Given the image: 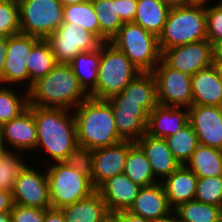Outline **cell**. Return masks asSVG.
<instances>
[{"label": "cell", "instance_id": "obj_37", "mask_svg": "<svg viewBox=\"0 0 222 222\" xmlns=\"http://www.w3.org/2000/svg\"><path fill=\"white\" fill-rule=\"evenodd\" d=\"M20 33L19 5L17 0H0V36Z\"/></svg>", "mask_w": 222, "mask_h": 222}, {"label": "cell", "instance_id": "obj_33", "mask_svg": "<svg viewBox=\"0 0 222 222\" xmlns=\"http://www.w3.org/2000/svg\"><path fill=\"white\" fill-rule=\"evenodd\" d=\"M18 153V154H17ZM22 152L5 149L0 155V190L13 193L16 179L28 164L24 162Z\"/></svg>", "mask_w": 222, "mask_h": 222}, {"label": "cell", "instance_id": "obj_12", "mask_svg": "<svg viewBox=\"0 0 222 222\" xmlns=\"http://www.w3.org/2000/svg\"><path fill=\"white\" fill-rule=\"evenodd\" d=\"M40 40L41 38L22 33L7 37L6 59L0 85L9 86L10 84L15 87L25 82L27 90L29 89L27 55Z\"/></svg>", "mask_w": 222, "mask_h": 222}, {"label": "cell", "instance_id": "obj_18", "mask_svg": "<svg viewBox=\"0 0 222 222\" xmlns=\"http://www.w3.org/2000/svg\"><path fill=\"white\" fill-rule=\"evenodd\" d=\"M140 189V186L121 173L108 178L96 190L106 203L110 214H116L131 207Z\"/></svg>", "mask_w": 222, "mask_h": 222}, {"label": "cell", "instance_id": "obj_26", "mask_svg": "<svg viewBox=\"0 0 222 222\" xmlns=\"http://www.w3.org/2000/svg\"><path fill=\"white\" fill-rule=\"evenodd\" d=\"M186 166L198 178L222 176V150L199 144Z\"/></svg>", "mask_w": 222, "mask_h": 222}, {"label": "cell", "instance_id": "obj_39", "mask_svg": "<svg viewBox=\"0 0 222 222\" xmlns=\"http://www.w3.org/2000/svg\"><path fill=\"white\" fill-rule=\"evenodd\" d=\"M205 1L207 40L222 41V2Z\"/></svg>", "mask_w": 222, "mask_h": 222}, {"label": "cell", "instance_id": "obj_32", "mask_svg": "<svg viewBox=\"0 0 222 222\" xmlns=\"http://www.w3.org/2000/svg\"><path fill=\"white\" fill-rule=\"evenodd\" d=\"M165 140L169 150L180 165H186L199 145L198 137L190 123L174 135L166 137Z\"/></svg>", "mask_w": 222, "mask_h": 222}, {"label": "cell", "instance_id": "obj_7", "mask_svg": "<svg viewBox=\"0 0 222 222\" xmlns=\"http://www.w3.org/2000/svg\"><path fill=\"white\" fill-rule=\"evenodd\" d=\"M109 42L140 72H152L161 60L158 37L134 22L124 23Z\"/></svg>", "mask_w": 222, "mask_h": 222}, {"label": "cell", "instance_id": "obj_49", "mask_svg": "<svg viewBox=\"0 0 222 222\" xmlns=\"http://www.w3.org/2000/svg\"><path fill=\"white\" fill-rule=\"evenodd\" d=\"M0 222H11L10 212H1L0 213Z\"/></svg>", "mask_w": 222, "mask_h": 222}, {"label": "cell", "instance_id": "obj_47", "mask_svg": "<svg viewBox=\"0 0 222 222\" xmlns=\"http://www.w3.org/2000/svg\"><path fill=\"white\" fill-rule=\"evenodd\" d=\"M148 222H180L175 211L172 210L170 213L163 217L148 220Z\"/></svg>", "mask_w": 222, "mask_h": 222}, {"label": "cell", "instance_id": "obj_41", "mask_svg": "<svg viewBox=\"0 0 222 222\" xmlns=\"http://www.w3.org/2000/svg\"><path fill=\"white\" fill-rule=\"evenodd\" d=\"M118 15L123 23L134 21L137 10V0H117Z\"/></svg>", "mask_w": 222, "mask_h": 222}, {"label": "cell", "instance_id": "obj_10", "mask_svg": "<svg viewBox=\"0 0 222 222\" xmlns=\"http://www.w3.org/2000/svg\"><path fill=\"white\" fill-rule=\"evenodd\" d=\"M46 41L50 44L57 63L65 64H69L78 54L93 51L102 44L90 31L68 22H62Z\"/></svg>", "mask_w": 222, "mask_h": 222}, {"label": "cell", "instance_id": "obj_20", "mask_svg": "<svg viewBox=\"0 0 222 222\" xmlns=\"http://www.w3.org/2000/svg\"><path fill=\"white\" fill-rule=\"evenodd\" d=\"M135 143L145 153L153 174L159 182L181 166L169 150L165 138L153 137L145 133Z\"/></svg>", "mask_w": 222, "mask_h": 222}, {"label": "cell", "instance_id": "obj_13", "mask_svg": "<svg viewBox=\"0 0 222 222\" xmlns=\"http://www.w3.org/2000/svg\"><path fill=\"white\" fill-rule=\"evenodd\" d=\"M30 166L27 164L16 179L12 193L13 203L25 207L49 209L51 203L46 169L43 168L44 172H40L41 170H37L34 165Z\"/></svg>", "mask_w": 222, "mask_h": 222}, {"label": "cell", "instance_id": "obj_35", "mask_svg": "<svg viewBox=\"0 0 222 222\" xmlns=\"http://www.w3.org/2000/svg\"><path fill=\"white\" fill-rule=\"evenodd\" d=\"M63 22L75 23L99 39V23L91 0L64 6Z\"/></svg>", "mask_w": 222, "mask_h": 222}, {"label": "cell", "instance_id": "obj_42", "mask_svg": "<svg viewBox=\"0 0 222 222\" xmlns=\"http://www.w3.org/2000/svg\"><path fill=\"white\" fill-rule=\"evenodd\" d=\"M44 222H66L61 209H45Z\"/></svg>", "mask_w": 222, "mask_h": 222}, {"label": "cell", "instance_id": "obj_31", "mask_svg": "<svg viewBox=\"0 0 222 222\" xmlns=\"http://www.w3.org/2000/svg\"><path fill=\"white\" fill-rule=\"evenodd\" d=\"M173 210L180 222H222V207L197 200L182 203Z\"/></svg>", "mask_w": 222, "mask_h": 222}, {"label": "cell", "instance_id": "obj_14", "mask_svg": "<svg viewBox=\"0 0 222 222\" xmlns=\"http://www.w3.org/2000/svg\"><path fill=\"white\" fill-rule=\"evenodd\" d=\"M161 59L172 69L192 76L212 65V43L203 40L175 46L166 49Z\"/></svg>", "mask_w": 222, "mask_h": 222}, {"label": "cell", "instance_id": "obj_11", "mask_svg": "<svg viewBox=\"0 0 222 222\" xmlns=\"http://www.w3.org/2000/svg\"><path fill=\"white\" fill-rule=\"evenodd\" d=\"M151 73L156 81L158 104L188 108L192 105L191 76L172 69L162 59Z\"/></svg>", "mask_w": 222, "mask_h": 222}, {"label": "cell", "instance_id": "obj_19", "mask_svg": "<svg viewBox=\"0 0 222 222\" xmlns=\"http://www.w3.org/2000/svg\"><path fill=\"white\" fill-rule=\"evenodd\" d=\"M188 123V107L157 104L149 113L146 133L153 137L166 138L177 133Z\"/></svg>", "mask_w": 222, "mask_h": 222}, {"label": "cell", "instance_id": "obj_9", "mask_svg": "<svg viewBox=\"0 0 222 222\" xmlns=\"http://www.w3.org/2000/svg\"><path fill=\"white\" fill-rule=\"evenodd\" d=\"M20 33L46 39L63 22V5L59 0H17Z\"/></svg>", "mask_w": 222, "mask_h": 222}, {"label": "cell", "instance_id": "obj_5", "mask_svg": "<svg viewBox=\"0 0 222 222\" xmlns=\"http://www.w3.org/2000/svg\"><path fill=\"white\" fill-rule=\"evenodd\" d=\"M207 40L205 1L189 0L171 7L162 33L158 36L161 54L175 46Z\"/></svg>", "mask_w": 222, "mask_h": 222}, {"label": "cell", "instance_id": "obj_8", "mask_svg": "<svg viewBox=\"0 0 222 222\" xmlns=\"http://www.w3.org/2000/svg\"><path fill=\"white\" fill-rule=\"evenodd\" d=\"M51 208L61 209L96 191L92 180L63 162L46 165Z\"/></svg>", "mask_w": 222, "mask_h": 222}, {"label": "cell", "instance_id": "obj_52", "mask_svg": "<svg viewBox=\"0 0 222 222\" xmlns=\"http://www.w3.org/2000/svg\"><path fill=\"white\" fill-rule=\"evenodd\" d=\"M4 150H5V147L3 145V140H2V136H1V128H0V155Z\"/></svg>", "mask_w": 222, "mask_h": 222}, {"label": "cell", "instance_id": "obj_27", "mask_svg": "<svg viewBox=\"0 0 222 222\" xmlns=\"http://www.w3.org/2000/svg\"><path fill=\"white\" fill-rule=\"evenodd\" d=\"M124 174L140 187L159 182L142 149L135 143L128 151L125 160Z\"/></svg>", "mask_w": 222, "mask_h": 222}, {"label": "cell", "instance_id": "obj_34", "mask_svg": "<svg viewBox=\"0 0 222 222\" xmlns=\"http://www.w3.org/2000/svg\"><path fill=\"white\" fill-rule=\"evenodd\" d=\"M16 91L13 86L0 85V127L19 116L29 106L27 89L21 93Z\"/></svg>", "mask_w": 222, "mask_h": 222}, {"label": "cell", "instance_id": "obj_30", "mask_svg": "<svg viewBox=\"0 0 222 222\" xmlns=\"http://www.w3.org/2000/svg\"><path fill=\"white\" fill-rule=\"evenodd\" d=\"M57 64L50 44L46 39H41L27 55L26 66L29 71V88L33 82L44 77Z\"/></svg>", "mask_w": 222, "mask_h": 222}, {"label": "cell", "instance_id": "obj_17", "mask_svg": "<svg viewBox=\"0 0 222 222\" xmlns=\"http://www.w3.org/2000/svg\"><path fill=\"white\" fill-rule=\"evenodd\" d=\"M134 144L133 141L122 140L93 150V186L96 189L108 178L124 173L126 156Z\"/></svg>", "mask_w": 222, "mask_h": 222}, {"label": "cell", "instance_id": "obj_40", "mask_svg": "<svg viewBox=\"0 0 222 222\" xmlns=\"http://www.w3.org/2000/svg\"><path fill=\"white\" fill-rule=\"evenodd\" d=\"M11 222H44L45 209L13 204Z\"/></svg>", "mask_w": 222, "mask_h": 222}, {"label": "cell", "instance_id": "obj_22", "mask_svg": "<svg viewBox=\"0 0 222 222\" xmlns=\"http://www.w3.org/2000/svg\"><path fill=\"white\" fill-rule=\"evenodd\" d=\"M192 105L222 106L219 68L211 65L191 76Z\"/></svg>", "mask_w": 222, "mask_h": 222}, {"label": "cell", "instance_id": "obj_50", "mask_svg": "<svg viewBox=\"0 0 222 222\" xmlns=\"http://www.w3.org/2000/svg\"><path fill=\"white\" fill-rule=\"evenodd\" d=\"M63 6L66 5H73L75 3H83L86 2L87 0H59Z\"/></svg>", "mask_w": 222, "mask_h": 222}, {"label": "cell", "instance_id": "obj_21", "mask_svg": "<svg viewBox=\"0 0 222 222\" xmlns=\"http://www.w3.org/2000/svg\"><path fill=\"white\" fill-rule=\"evenodd\" d=\"M173 209L169 206L167 196L160 182L141 187L128 212L146 220L163 217Z\"/></svg>", "mask_w": 222, "mask_h": 222}, {"label": "cell", "instance_id": "obj_4", "mask_svg": "<svg viewBox=\"0 0 222 222\" xmlns=\"http://www.w3.org/2000/svg\"><path fill=\"white\" fill-rule=\"evenodd\" d=\"M73 113L78 145L94 150L123 140L118 135L112 105L107 99L88 97Z\"/></svg>", "mask_w": 222, "mask_h": 222}, {"label": "cell", "instance_id": "obj_29", "mask_svg": "<svg viewBox=\"0 0 222 222\" xmlns=\"http://www.w3.org/2000/svg\"><path fill=\"white\" fill-rule=\"evenodd\" d=\"M91 1L99 23V40L109 42L124 24L117 13V0Z\"/></svg>", "mask_w": 222, "mask_h": 222}, {"label": "cell", "instance_id": "obj_15", "mask_svg": "<svg viewBox=\"0 0 222 222\" xmlns=\"http://www.w3.org/2000/svg\"><path fill=\"white\" fill-rule=\"evenodd\" d=\"M188 118L199 144L222 150V106L191 105Z\"/></svg>", "mask_w": 222, "mask_h": 222}, {"label": "cell", "instance_id": "obj_16", "mask_svg": "<svg viewBox=\"0 0 222 222\" xmlns=\"http://www.w3.org/2000/svg\"><path fill=\"white\" fill-rule=\"evenodd\" d=\"M1 136L5 149H13L25 154L32 153L37 144V127L32 113V105L19 116L4 123L1 127ZM9 147V148H8ZM33 150V151H31Z\"/></svg>", "mask_w": 222, "mask_h": 222}, {"label": "cell", "instance_id": "obj_45", "mask_svg": "<svg viewBox=\"0 0 222 222\" xmlns=\"http://www.w3.org/2000/svg\"><path fill=\"white\" fill-rule=\"evenodd\" d=\"M122 222H148L141 216L132 214L128 211H121L115 214Z\"/></svg>", "mask_w": 222, "mask_h": 222}, {"label": "cell", "instance_id": "obj_6", "mask_svg": "<svg viewBox=\"0 0 222 222\" xmlns=\"http://www.w3.org/2000/svg\"><path fill=\"white\" fill-rule=\"evenodd\" d=\"M140 71L110 42L100 45V64L96 87L89 93L95 99H109L121 93Z\"/></svg>", "mask_w": 222, "mask_h": 222}, {"label": "cell", "instance_id": "obj_25", "mask_svg": "<svg viewBox=\"0 0 222 222\" xmlns=\"http://www.w3.org/2000/svg\"><path fill=\"white\" fill-rule=\"evenodd\" d=\"M170 9L159 0H137L133 22L158 37L164 29Z\"/></svg>", "mask_w": 222, "mask_h": 222}, {"label": "cell", "instance_id": "obj_23", "mask_svg": "<svg viewBox=\"0 0 222 222\" xmlns=\"http://www.w3.org/2000/svg\"><path fill=\"white\" fill-rule=\"evenodd\" d=\"M198 177L186 166H179L170 176L160 183L167 196L169 206L175 209L178 205L194 200Z\"/></svg>", "mask_w": 222, "mask_h": 222}, {"label": "cell", "instance_id": "obj_43", "mask_svg": "<svg viewBox=\"0 0 222 222\" xmlns=\"http://www.w3.org/2000/svg\"><path fill=\"white\" fill-rule=\"evenodd\" d=\"M13 204L12 194L7 191L0 190V213L10 212Z\"/></svg>", "mask_w": 222, "mask_h": 222}, {"label": "cell", "instance_id": "obj_38", "mask_svg": "<svg viewBox=\"0 0 222 222\" xmlns=\"http://www.w3.org/2000/svg\"><path fill=\"white\" fill-rule=\"evenodd\" d=\"M71 168L89 177L93 183V150L77 145L64 160Z\"/></svg>", "mask_w": 222, "mask_h": 222}, {"label": "cell", "instance_id": "obj_2", "mask_svg": "<svg viewBox=\"0 0 222 222\" xmlns=\"http://www.w3.org/2000/svg\"><path fill=\"white\" fill-rule=\"evenodd\" d=\"M32 113L37 127L35 150L42 148L41 152L48 156L47 164L63 162L67 154L78 145L73 111L32 105Z\"/></svg>", "mask_w": 222, "mask_h": 222}, {"label": "cell", "instance_id": "obj_28", "mask_svg": "<svg viewBox=\"0 0 222 222\" xmlns=\"http://www.w3.org/2000/svg\"><path fill=\"white\" fill-rule=\"evenodd\" d=\"M69 64L80 85L89 94L97 84L100 47L78 54Z\"/></svg>", "mask_w": 222, "mask_h": 222}, {"label": "cell", "instance_id": "obj_36", "mask_svg": "<svg viewBox=\"0 0 222 222\" xmlns=\"http://www.w3.org/2000/svg\"><path fill=\"white\" fill-rule=\"evenodd\" d=\"M194 200L222 207V176L198 178Z\"/></svg>", "mask_w": 222, "mask_h": 222}, {"label": "cell", "instance_id": "obj_53", "mask_svg": "<svg viewBox=\"0 0 222 222\" xmlns=\"http://www.w3.org/2000/svg\"><path fill=\"white\" fill-rule=\"evenodd\" d=\"M219 81L222 86V68H219Z\"/></svg>", "mask_w": 222, "mask_h": 222}, {"label": "cell", "instance_id": "obj_54", "mask_svg": "<svg viewBox=\"0 0 222 222\" xmlns=\"http://www.w3.org/2000/svg\"><path fill=\"white\" fill-rule=\"evenodd\" d=\"M194 1H211V0H194Z\"/></svg>", "mask_w": 222, "mask_h": 222}, {"label": "cell", "instance_id": "obj_3", "mask_svg": "<svg viewBox=\"0 0 222 222\" xmlns=\"http://www.w3.org/2000/svg\"><path fill=\"white\" fill-rule=\"evenodd\" d=\"M27 91L29 105L72 111L89 97L71 65L65 63H58L44 77L33 82Z\"/></svg>", "mask_w": 222, "mask_h": 222}, {"label": "cell", "instance_id": "obj_48", "mask_svg": "<svg viewBox=\"0 0 222 222\" xmlns=\"http://www.w3.org/2000/svg\"><path fill=\"white\" fill-rule=\"evenodd\" d=\"M162 3L170 6V7H175L184 3H187L189 0H159Z\"/></svg>", "mask_w": 222, "mask_h": 222}, {"label": "cell", "instance_id": "obj_1", "mask_svg": "<svg viewBox=\"0 0 222 222\" xmlns=\"http://www.w3.org/2000/svg\"><path fill=\"white\" fill-rule=\"evenodd\" d=\"M107 100L112 105L118 135L136 142L146 133L149 113L158 104L154 75L140 72L121 93Z\"/></svg>", "mask_w": 222, "mask_h": 222}, {"label": "cell", "instance_id": "obj_44", "mask_svg": "<svg viewBox=\"0 0 222 222\" xmlns=\"http://www.w3.org/2000/svg\"><path fill=\"white\" fill-rule=\"evenodd\" d=\"M212 65L222 68V41L212 43Z\"/></svg>", "mask_w": 222, "mask_h": 222}, {"label": "cell", "instance_id": "obj_51", "mask_svg": "<svg viewBox=\"0 0 222 222\" xmlns=\"http://www.w3.org/2000/svg\"><path fill=\"white\" fill-rule=\"evenodd\" d=\"M104 222H122L115 214H111Z\"/></svg>", "mask_w": 222, "mask_h": 222}, {"label": "cell", "instance_id": "obj_24", "mask_svg": "<svg viewBox=\"0 0 222 222\" xmlns=\"http://www.w3.org/2000/svg\"><path fill=\"white\" fill-rule=\"evenodd\" d=\"M61 210L66 222H104L111 215L97 190Z\"/></svg>", "mask_w": 222, "mask_h": 222}, {"label": "cell", "instance_id": "obj_46", "mask_svg": "<svg viewBox=\"0 0 222 222\" xmlns=\"http://www.w3.org/2000/svg\"><path fill=\"white\" fill-rule=\"evenodd\" d=\"M7 52V37L0 36V79L2 78L3 68Z\"/></svg>", "mask_w": 222, "mask_h": 222}]
</instances>
